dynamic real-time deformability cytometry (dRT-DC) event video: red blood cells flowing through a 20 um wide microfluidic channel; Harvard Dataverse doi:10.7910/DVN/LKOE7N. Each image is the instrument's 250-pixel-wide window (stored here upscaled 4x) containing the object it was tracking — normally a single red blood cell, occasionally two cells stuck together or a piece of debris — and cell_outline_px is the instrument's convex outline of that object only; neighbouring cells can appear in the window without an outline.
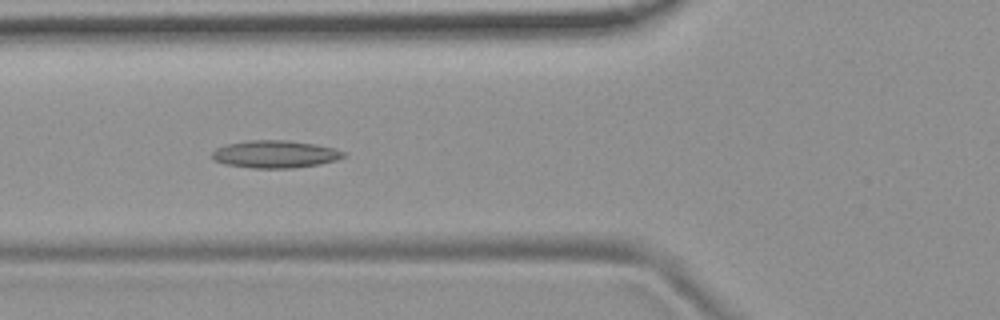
{"species": "common noctule bat (a hibernating species)", "species_latin": "Nyctalus noctula", "temperature_condition": "room temperature", "stored_images_in_passage": 41, "camera_frame_rate_fps": 3000, "um_per_image_px": 0.085, "animal": {"sex": "female", "body_mass_g": 19.9}, "frame": {"image": 1, "passage_image": 12, "time_ms": 3.667, "image_size_px": [1000, 320], "cell_outline_px": [[348, 156], [336, 160], [320, 164], [292, 168], [252, 168], [224, 164], [212, 160], [212, 152], [216, 148], [228, 144], [248, 140], [288, 140], [316, 144], [336, 148], [348, 152]], "centroid_in_image_um": [23.43, 13.1], "position_along_channel_um": 102.4, "area_um2": 21.39}}
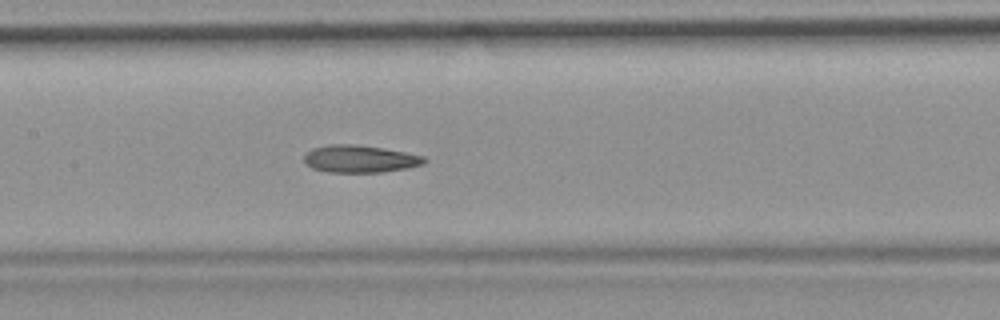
{"frame": {"image": 2, "passage_image": 18, "time_ms": 5.667, "image_size_px": [1000, 320], "cell_outline_px": [[428, 160], [424, 164], [408, 168], [384, 172], [328, 172], [312, 168], [304, 160], [304, 152], [312, 148], [328, 144], [352, 144], [384, 148], [424, 156]], "centroid_in_image_um": [30.59, 13.5], "position_along_channel_um": 176.8, "area_um2": 19.31}}
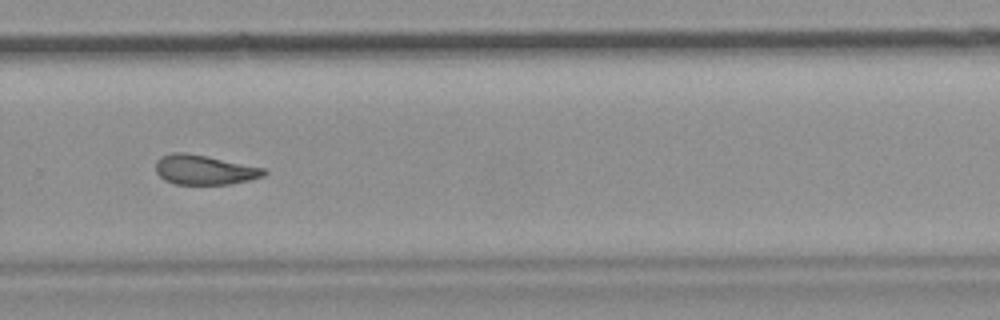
{"frame": {"image": 3, "passage_image": 29, "time_ms": 9.333, "image_size_px": [1000, 320], "cell_outline_px": [[268, 172], [264, 176], [248, 180], [228, 184], [176, 184], [164, 180], [156, 172], [156, 160], [160, 156], [172, 152], [184, 152], [268, 168]], "centroid_in_image_um": [17.38, 14.43], "position_along_channel_um": 312.4, "area_um2": 18.79}, "authors_computed_cell_mechanics": {"area_um2": 19.5942, "velocity_mm_per_s": 3.7239, "shape_relaxation_time_tau1_ms": null, "shape_relaxation_time_tau2_ms": 4.4212, "deformation_change_tau1": null, "deformation_change_tau2": 0.131}}